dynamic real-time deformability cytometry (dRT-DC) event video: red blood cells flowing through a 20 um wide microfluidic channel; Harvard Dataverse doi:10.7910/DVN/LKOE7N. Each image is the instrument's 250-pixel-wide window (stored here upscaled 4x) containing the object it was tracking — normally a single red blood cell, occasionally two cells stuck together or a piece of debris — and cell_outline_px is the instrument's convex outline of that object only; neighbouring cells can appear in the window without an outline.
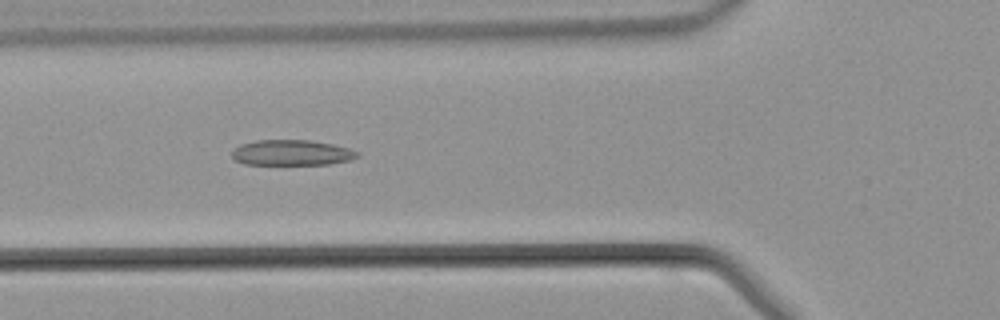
{"species": "common noctule bat (a hibernating species)", "species_latin": "Nyctalus noctula", "temperature_condition": "warm", "stored_images_in_passage": 36, "camera_frame_rate_fps": 3000, "um_per_image_px": 0.085, "animal": {"sex": "male", "body_mass_g": 21.5, "forearm_length_mm": 52.0}, "frame": {"image": 1, "passage_image": 10, "time_ms": 3.0, "image_size_px": [1000, 320], "cell_outline_px": [[360, 156], [352, 160], [328, 164], [244, 164], [236, 160], [232, 156], [232, 152], [240, 144], [256, 140], [308, 140], [332, 144], [348, 148], [360, 152]], "centroid_in_image_um": [24.83, 12.98], "position_along_channel_um": 101.0, "area_um2": 18.61}}
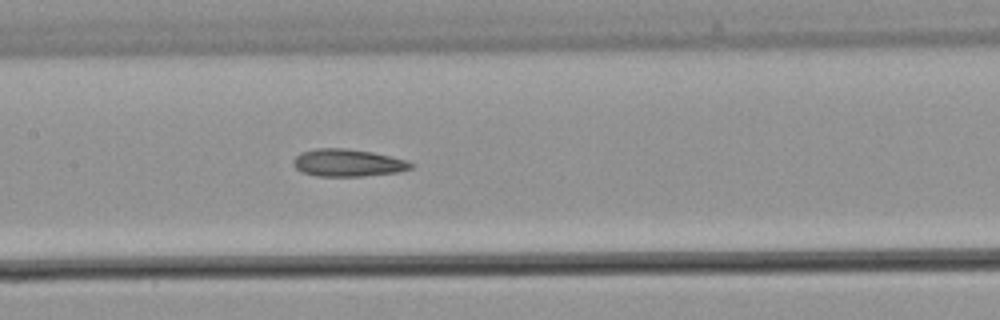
{"frame": {"image": 2, "passage_image": 15, "time_ms": 4.667, "image_size_px": [1000, 320], "cell_outline_px": [[412, 168], [396, 172], [364, 176], [316, 176], [300, 172], [292, 164], [292, 160], [300, 152], [316, 148], [344, 148], [372, 152], [408, 160], [412, 164]], "centroid_in_image_um": [29.51, 13.84], "position_along_channel_um": 177.9, "area_um2": 18.84}}
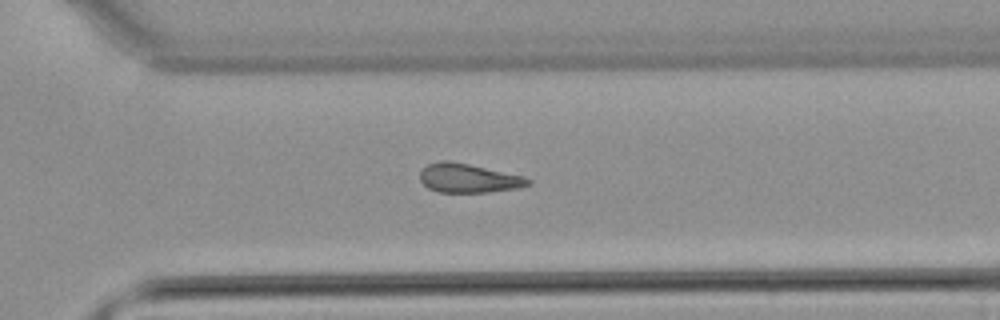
{"frame": {"image": 3, "passage_image": 25, "time_ms": 8.0, "image_size_px": [1000, 320], "cell_outline_px": [[532, 184], [516, 188], [488, 192], [436, 192], [428, 188], [420, 180], [420, 172], [428, 164], [440, 160], [448, 160], [468, 164], [520, 176], [532, 180]], "centroid_in_image_um": [39.77, 15.15], "position_along_channel_um": 330.8, "area_um2": 17.98}}